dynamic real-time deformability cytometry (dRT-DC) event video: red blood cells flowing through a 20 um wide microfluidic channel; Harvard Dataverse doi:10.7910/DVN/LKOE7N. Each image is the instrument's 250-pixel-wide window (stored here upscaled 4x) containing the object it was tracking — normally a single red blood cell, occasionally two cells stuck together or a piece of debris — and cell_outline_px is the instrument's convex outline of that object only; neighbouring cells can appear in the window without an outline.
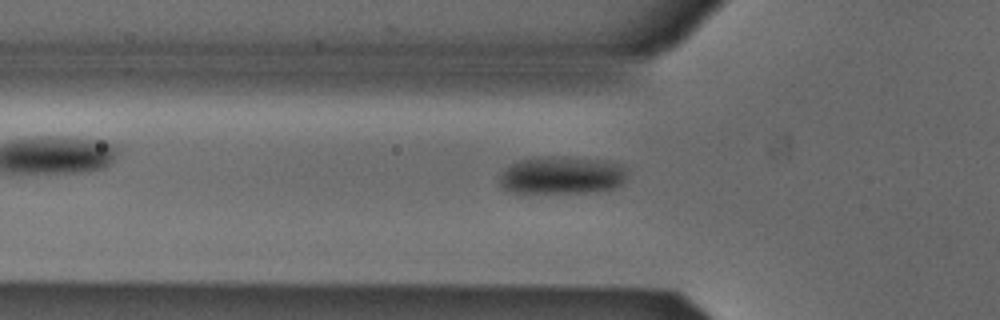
{"species": "Egyptian fruit bat (a non-hibernating species)", "species_latin": "Rousettus aegyptiacus", "temperature_condition": "cold", "stored_images_in_passage": 33, "camera_frame_rate_fps": 3000, "um_per_image_px": 0.085, "animal": {"sex": "male"}, "frame": {"image": 1, "passage_image": 2, "time_ms": 0.333, "image_size_px": [1000, 320], "cell_outline_px": [[628, 180], [612, 188], [588, 192], [512, 192], [504, 188], [500, 184], [500, 176], [512, 164], [520, 160], [548, 156], [552, 156], [608, 160], [628, 168]], "centroid_in_image_um": [47.84, 14.89], "position_along_channel_um": 78.0, "area_um2": 27.8}}
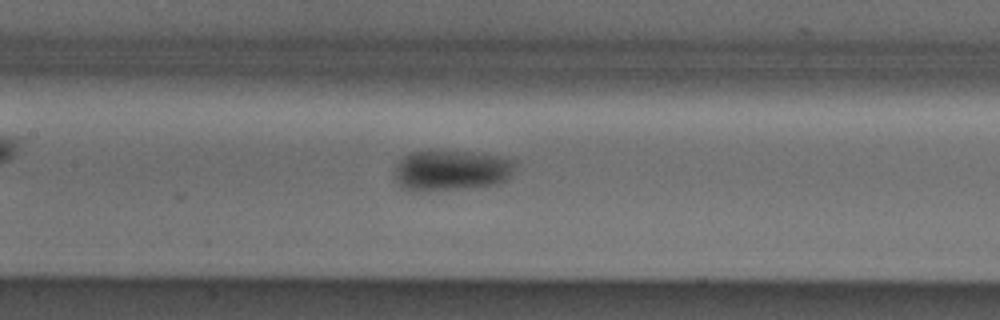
{"frame": {"image": 2, "passage_image": 9, "time_ms": 2.667, "image_size_px": [1000, 320], "cell_outline_px": [[516, 168], [512, 176], [508, 180], [496, 184], [480, 188], [416, 192], [408, 192], [392, 176], [392, 172], [396, 164], [404, 156], [412, 152], [472, 152], [500, 156], [516, 160]], "centroid_in_image_um": [38.39, 14.53], "position_along_channel_um": 169.0, "area_um2": 29.3}}
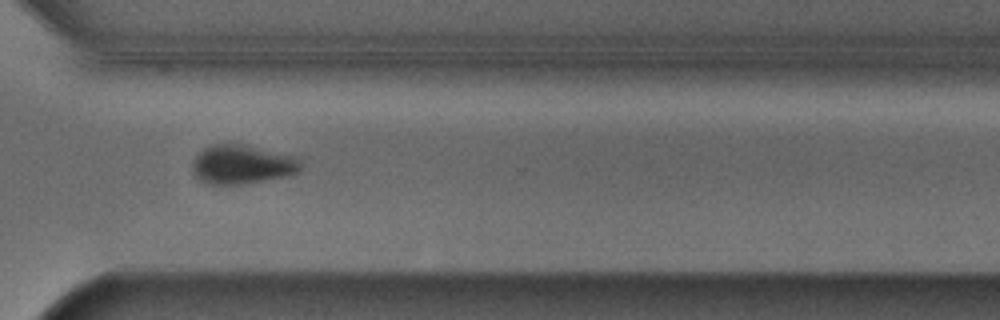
{"frame": {"image": 3, "passage_image": 23, "time_ms": 7.333, "image_size_px": [1000, 320], "cell_outline_px": [[300, 172], [292, 176], [244, 184], [208, 184], [200, 180], [196, 176], [192, 168], [192, 160], [204, 148], [212, 144], [228, 140], [292, 156], [300, 160]], "centroid_in_image_um": [20.56, 13.96], "position_along_channel_um": 350.0, "area_um2": 25.2}, "authors_computed_cell_mechanics": {"area_um2": 27.5706, "velocity_mm_per_s": 3.8797, "shape_relaxation_time_tau1_ms": 2.9689, "shape_relaxation_time_tau2_ms": null, "deformation_change_tau1": 0.0746, "deformation_change_tau2": null}}